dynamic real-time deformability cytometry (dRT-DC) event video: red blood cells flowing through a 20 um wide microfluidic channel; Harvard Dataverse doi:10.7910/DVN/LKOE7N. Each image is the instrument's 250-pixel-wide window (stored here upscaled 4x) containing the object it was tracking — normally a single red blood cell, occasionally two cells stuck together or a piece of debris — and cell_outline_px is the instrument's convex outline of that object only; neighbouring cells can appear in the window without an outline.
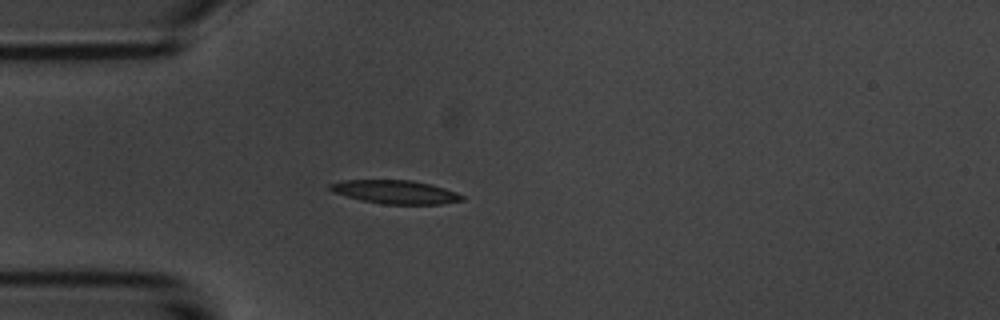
{"species": "common noctule bat (a hibernating species)", "species_latin": "Nyctalus noctula", "temperature_condition": "room temperature", "stored_images_in_passage": 3, "camera_frame_rate_fps": 3000, "um_per_image_px": 0.085, "animal": {"sex": "male", "body_mass_g": 20.1, "forearm_length_mm": 53.5}, "frame": {"image": 1, "passage_image": 3, "time_ms": 3.333, "image_size_px": [1000, 320], "cell_outline_px": [[464, 200], [440, 204], [384, 204], [360, 200], [332, 192], [328, 188], [328, 184], [344, 180], [412, 180], [444, 188], [456, 192], [464, 196]], "centroid_in_image_um": [33.57, 16.32], "position_along_channel_um": 51.4, "area_um2": 18.03}}